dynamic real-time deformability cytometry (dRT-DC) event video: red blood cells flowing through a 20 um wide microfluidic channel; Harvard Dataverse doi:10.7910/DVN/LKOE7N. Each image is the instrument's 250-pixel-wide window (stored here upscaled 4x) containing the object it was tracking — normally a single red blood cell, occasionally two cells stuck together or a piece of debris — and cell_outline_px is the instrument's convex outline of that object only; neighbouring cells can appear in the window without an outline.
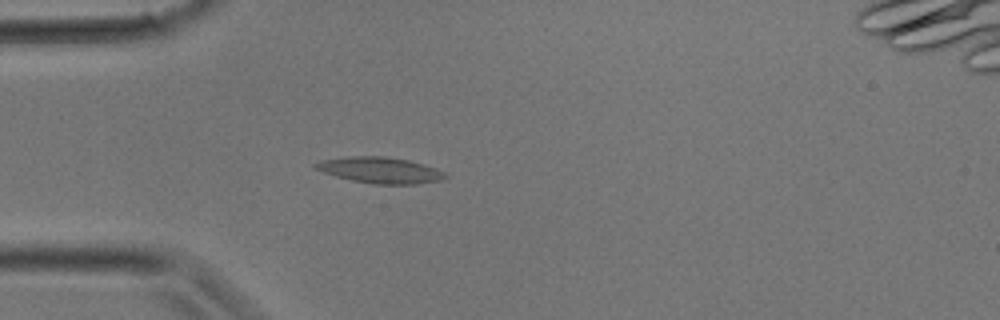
{"species": "common noctule bat (a hibernating species)", "species_latin": "Nyctalus noctula", "temperature_condition": "room temperature", "stored_images_in_passage": 21, "camera_frame_rate_fps": 3000, "um_per_image_px": 0.085, "animal": {"sex": "male", "body_mass_g": 17.9}, "frame": {"image": 1, "passage_image": 9, "time_ms": 2.667, "image_size_px": [1000, 320], "cell_outline_px": [[448, 176], [440, 180], [416, 184], [372, 184], [352, 180], [336, 176], [312, 168], [312, 164], [324, 160], [348, 156], [384, 156], [408, 160], [424, 164], [436, 168], [444, 172]], "centroid_in_image_um": [32.3, 14.46], "position_along_channel_um": 52.7, "area_um2": 19.65}}
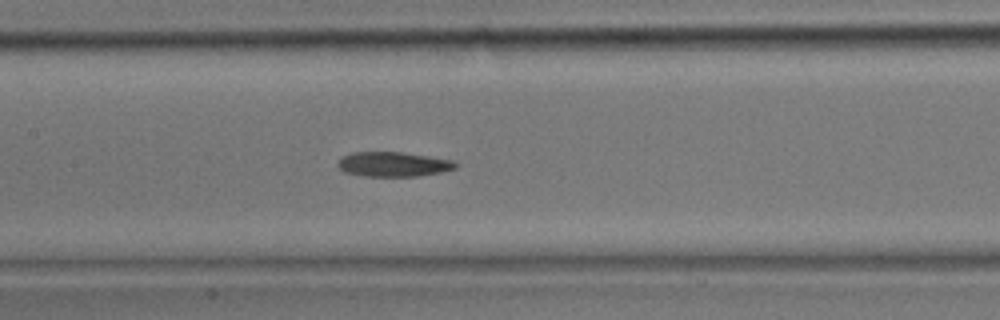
{"frame": {"image": 2, "passage_image": 15, "time_ms": 4.667, "image_size_px": [1000, 320], "cell_outline_px": [[460, 164], [456, 168], [440, 172], [416, 176], [364, 176], [344, 172], [336, 164], [340, 156], [352, 152], [404, 152], [456, 160]], "centroid_in_image_um": [33.44, 13.95], "position_along_channel_um": 174.0, "area_um2": 17.22}}
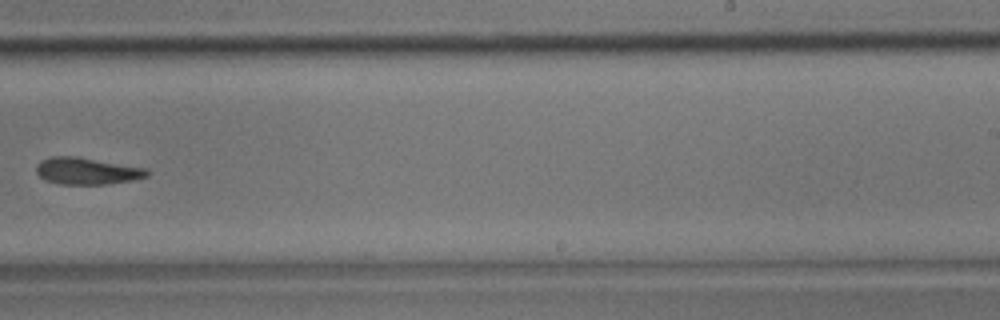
{"frame": {"image": 3, "passage_image": 20, "time_ms": 6.333, "image_size_px": [1000, 320], "cell_outline_px": [[148, 176], [132, 180], [104, 184], [60, 184], [44, 180], [36, 172], [36, 164], [40, 160], [52, 156], [76, 156], [148, 168]], "centroid_in_image_um": [7.36, 14.52], "position_along_channel_um": 281.6, "area_um2": 17.4}}